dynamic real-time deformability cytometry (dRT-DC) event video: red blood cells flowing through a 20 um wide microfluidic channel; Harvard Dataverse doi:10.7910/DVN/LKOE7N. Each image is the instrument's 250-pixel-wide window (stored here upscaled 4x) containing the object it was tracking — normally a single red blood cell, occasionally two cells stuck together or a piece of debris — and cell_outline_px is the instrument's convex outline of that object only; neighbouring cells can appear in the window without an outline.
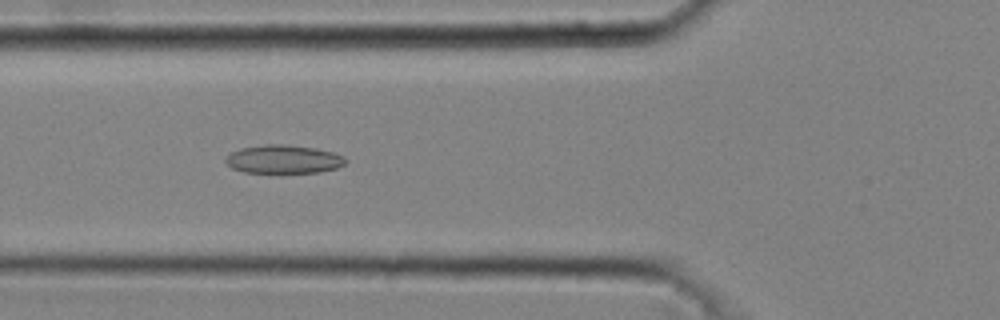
{"species": "common noctule bat (a hibernating species)", "species_latin": "Nyctalus noctula", "temperature_condition": "cold", "stored_images_in_passage": 37, "camera_frame_rate_fps": 3000, "um_per_image_px": 0.085, "animal": {"sex": "male", "body_mass_g": 20.4}, "frame": {"image": 1, "passage_image": 11, "time_ms": 3.333, "image_size_px": [1000, 320], "cell_outline_px": [[348, 160], [344, 164], [336, 168], [320, 172], [244, 172], [232, 168], [224, 160], [232, 152], [240, 148], [264, 144], [284, 144], [316, 148], [332, 152], [344, 156]], "centroid_in_image_um": [24.12, 13.52], "position_along_channel_um": 101.7, "area_um2": 19.77}}
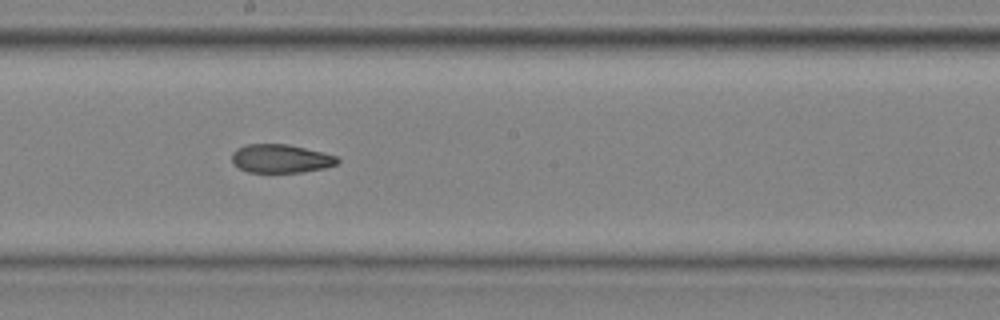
{"frame": {"image": 2, "passage_image": 20, "time_ms": 6.333, "image_size_px": [1000, 320], "cell_outline_px": [[340, 160], [336, 164], [324, 168], [300, 172], [248, 172], [232, 164], [232, 152], [236, 148], [244, 144], [288, 144], [324, 152], [336, 156]], "centroid_in_image_um": [23.84, 13.47], "position_along_channel_um": 224.4, "area_um2": 17.63}}
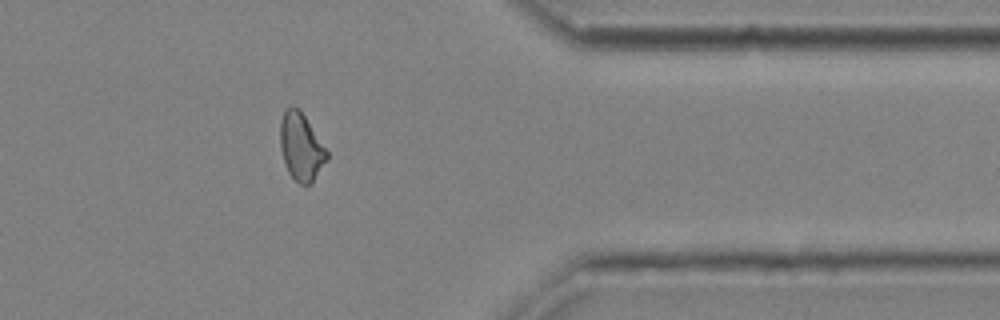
{"frame": {"image": 3, "passage_image": 33, "time_ms": 10.667, "image_size_px": [1000, 320], "cell_outline_px": [[328, 160], [312, 184], [300, 184], [288, 172], [284, 164], [280, 148], [280, 124], [284, 112], [292, 104], [300, 108], [328, 152]], "centroid_in_image_um": [25.6, 12.48], "position_along_channel_um": 385.8, "area_um2": 18.55}, "authors_computed_cell_mechanics": {"area_um2": 18.496, "velocity_mm_per_s": 4.0803, "shape_relaxation_time_tau1_ms": null, "shape_relaxation_time_tau2_ms": 2.8771, "deformation_change_tau1": null, "deformation_change_tau2": 0.0966}}